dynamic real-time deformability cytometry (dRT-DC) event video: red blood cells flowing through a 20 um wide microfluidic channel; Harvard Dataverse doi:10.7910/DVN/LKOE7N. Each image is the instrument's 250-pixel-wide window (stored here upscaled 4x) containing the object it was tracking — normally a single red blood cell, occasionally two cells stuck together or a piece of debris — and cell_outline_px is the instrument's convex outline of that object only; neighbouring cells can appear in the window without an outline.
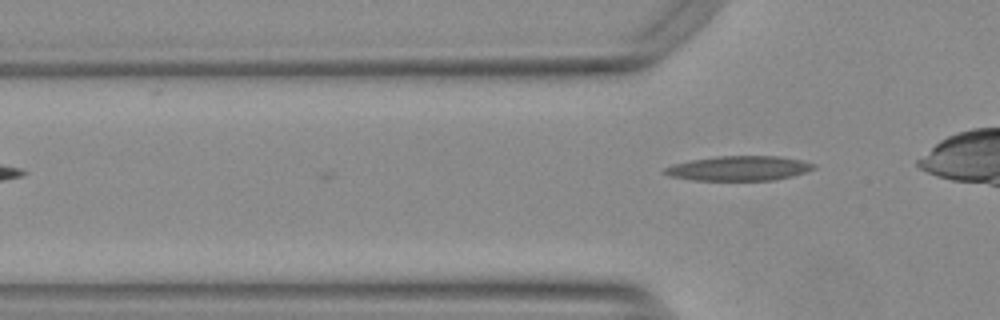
{"species": "Egyptian fruit bat (a non-hibernating species)", "species_latin": "Rousettus aegyptiacus", "temperature_condition": "warm", "stored_images_in_passage": 5, "camera_frame_rate_fps": 3000, "um_per_image_px": 0.085, "animal": {"sex": "female"}, "frame": {"image": 1, "passage_image": 5, "time_ms": 1.333, "image_size_px": [1000, 320], "cell_outline_px": [[816, 168], [792, 176], [772, 180], [692, 180], [668, 176], [660, 172], [664, 168], [672, 164], [692, 160], [716, 156], [780, 156], [800, 160], [816, 164]], "centroid_in_image_um": [62.76, 14.3], "position_along_channel_um": 63.0, "area_um2": 21.5}}